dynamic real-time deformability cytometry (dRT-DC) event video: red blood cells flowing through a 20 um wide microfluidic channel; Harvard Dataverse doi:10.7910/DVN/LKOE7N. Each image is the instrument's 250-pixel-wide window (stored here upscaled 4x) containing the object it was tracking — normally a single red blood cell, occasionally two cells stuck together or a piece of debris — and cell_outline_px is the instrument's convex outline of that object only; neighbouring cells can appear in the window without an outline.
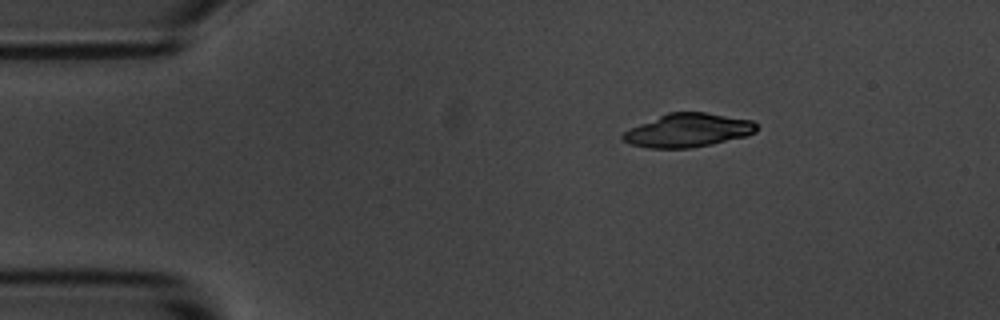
{"species": "common noctule bat (a hibernating species)", "species_latin": "Nyctalus noctula", "temperature_condition": "room temperature", "stored_images_in_passage": 47, "camera_frame_rate_fps": 3000, "um_per_image_px": 0.085, "animal": {"sex": "male", "body_mass_g": 20.1, "forearm_length_mm": 53.5}, "frame": {"image": 1, "passage_image": 1, "time_ms": 0.0, "image_size_px": [1000, 320], "cell_outline_px": [[760, 128], [756, 132], [744, 136], [712, 144], [688, 148], [652, 148], [632, 144], [624, 140], [620, 136], [624, 132], [640, 124], [668, 112], [704, 112], [752, 120]], "centroid_in_image_um": [58.51, 11.07], "position_along_channel_um": 26.5, "area_um2": 25.78}}
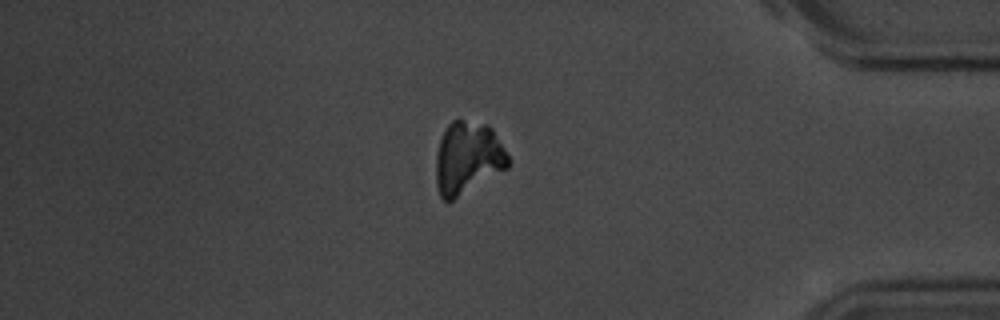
{"frame": {"image": 2, "passage_image": 39, "time_ms": 12.667, "image_size_px": [1000, 320], "cell_outline_px": [[508, 168], [448, 204], [440, 196], [436, 184], [436, 156], [440, 140], [448, 124], [452, 120], [460, 120], [488, 124], [492, 128], [504, 148], [508, 156]], "centroid_in_image_um": [39.75, 13.46], "position_along_channel_um": 395.5, "area_um2": 30.63}}
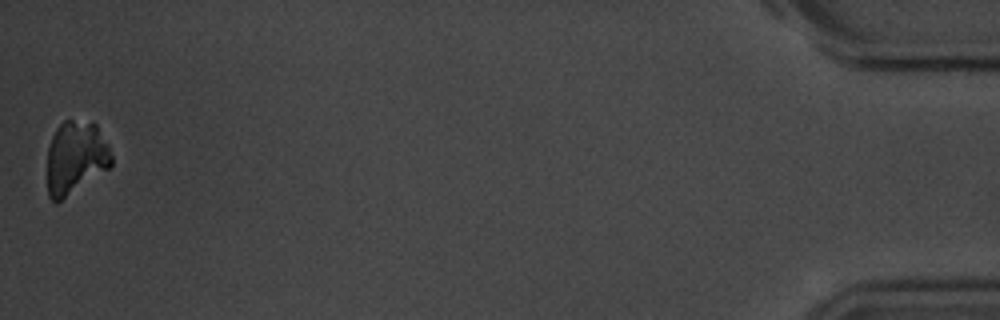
{"frame": {"image": 3, "passage_image": 47, "time_ms": 15.333, "image_size_px": [1000, 320], "cell_outline_px": [[112, 164], [108, 168], [56, 204], [48, 196], [48, 148], [52, 136], [56, 128], [64, 120], [72, 120], [96, 124], [108, 144], [112, 156]], "centroid_in_image_um": [6.42, 13.4], "position_along_channel_um": 428.8, "area_um2": 27.11}}